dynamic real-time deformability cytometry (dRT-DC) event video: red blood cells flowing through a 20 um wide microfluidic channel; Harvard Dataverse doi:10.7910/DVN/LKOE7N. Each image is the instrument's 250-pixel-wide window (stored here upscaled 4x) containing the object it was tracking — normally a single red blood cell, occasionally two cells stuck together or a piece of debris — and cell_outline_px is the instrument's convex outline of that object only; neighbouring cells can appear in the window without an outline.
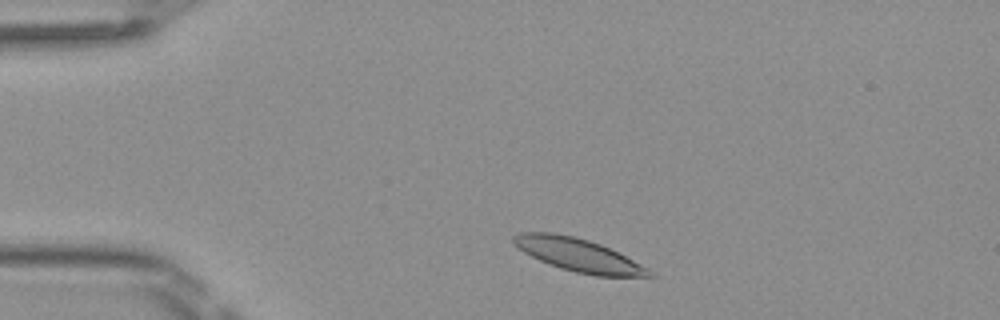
{"species": "Egyptian fruit bat (a non-hibernating species)", "species_latin": "Rousettus aegyptiacus", "temperature_condition": "room temperature", "stored_images_in_passage": 22, "camera_frame_rate_fps": 3000, "um_per_image_px": 0.085, "frame": {"image": 1, "passage_image": 3, "time_ms": 0.667, "image_size_px": [1000, 320], "cell_outline_px": [[656, 276], [596, 276], [576, 272], [560, 268], [548, 264], [524, 252], [512, 244], [512, 236], [520, 232], [552, 232], [576, 236], [600, 244], [648, 268]], "centroid_in_image_um": [49.1, 21.66], "position_along_channel_um": 35.9, "area_um2": 25.89}}
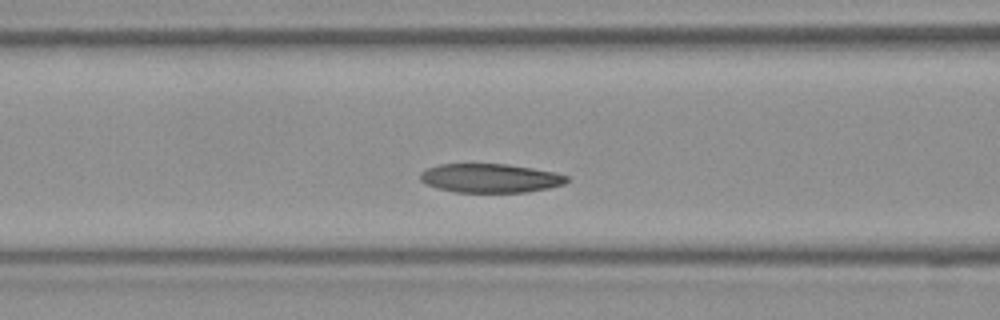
{"frame": {"image": 2, "passage_image": 13, "time_ms": 4.0, "image_size_px": [1000, 320], "cell_outline_px": [[568, 180], [564, 184], [548, 188], [524, 192], [456, 192], [436, 188], [424, 184], [420, 180], [420, 172], [428, 168], [440, 164], [508, 164], [556, 172], [568, 176]], "centroid_in_image_um": [41.65, 15.14], "position_along_channel_um": 125.0, "area_um2": 24.74}}
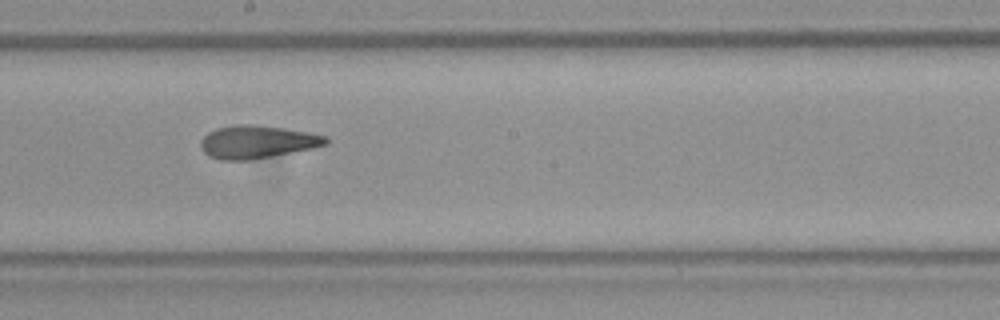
{"frame": {"image": 3, "passage_image": 20, "time_ms": 6.333, "image_size_px": [1000, 320], "cell_outline_px": [[328, 144], [312, 148], [272, 156], [248, 160], [220, 160], [208, 156], [204, 152], [200, 144], [200, 140], [208, 132], [216, 128], [236, 124], [256, 124], [284, 128], [308, 132], [328, 136]], "centroid_in_image_um": [21.84, 12.05], "position_along_channel_um": 226.4, "area_um2": 24.1}}